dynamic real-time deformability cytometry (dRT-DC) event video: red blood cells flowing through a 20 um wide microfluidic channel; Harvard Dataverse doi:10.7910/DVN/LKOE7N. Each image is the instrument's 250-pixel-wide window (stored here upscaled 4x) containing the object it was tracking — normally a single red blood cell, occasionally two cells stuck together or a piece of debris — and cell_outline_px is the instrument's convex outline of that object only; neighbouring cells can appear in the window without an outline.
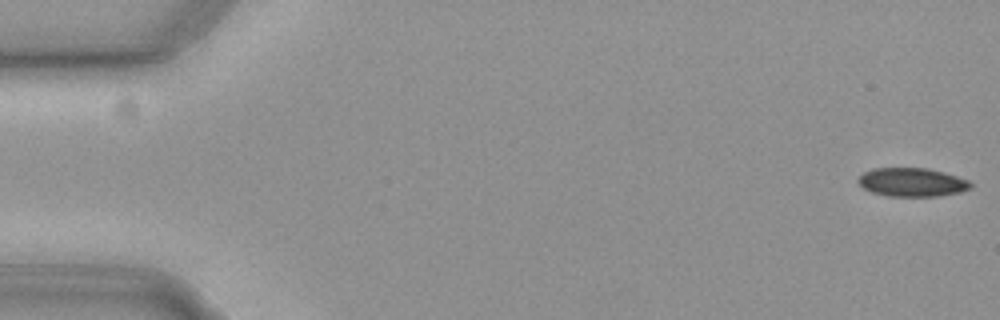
{"species": "common noctule bat (a hibernating species)", "species_latin": "Nyctalus noctula", "temperature_condition": "cold", "stored_images_in_passage": 16, "camera_frame_rate_fps": 3000, "um_per_image_px": 0.085, "animal": {"sex": "female", "body_mass_g": 19.3, "forearm_length_mm": 54.1}, "frame": {"image": 1, "passage_image": 1, "time_ms": 0.0, "image_size_px": [1000, 320], "cell_outline_px": [[972, 188], [960, 192], [936, 196], [888, 196], [872, 192], [864, 188], [856, 180], [864, 172], [872, 168], [928, 168], [944, 172], [968, 180], [972, 184]], "centroid_in_image_um": [77.52, 15.48], "position_along_channel_um": 7.5, "area_um2": 18.73}}